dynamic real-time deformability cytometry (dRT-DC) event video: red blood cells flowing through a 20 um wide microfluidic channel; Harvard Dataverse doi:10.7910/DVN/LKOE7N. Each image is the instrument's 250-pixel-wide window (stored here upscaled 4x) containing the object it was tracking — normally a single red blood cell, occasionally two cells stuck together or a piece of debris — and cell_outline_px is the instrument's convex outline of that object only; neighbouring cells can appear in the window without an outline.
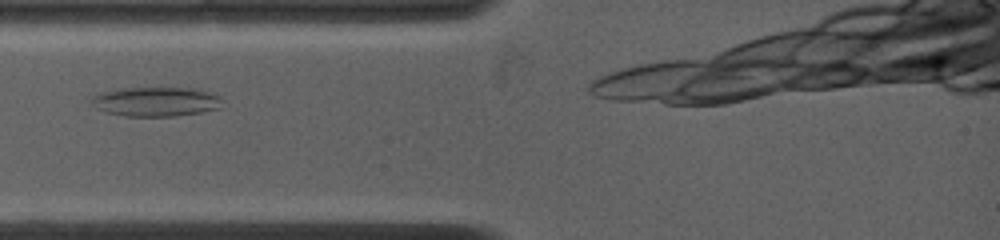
{"species": "common noctule bat (a hibernating species)", "species_latin": "Nyctalus noctula", "temperature_condition": "warm", "stored_images_in_passage": 44, "camera_frame_rate_fps": 4500, "um_per_image_px": 0.085, "animal": {"sex": "female", "body_mass_g": 19.0, "forearm_length_mm": 53.3}, "frame": {"image": 1, "passage_image": 1, "time_ms": 0.0, "image_size_px": [1000, 240], "cell_outline_px": [[220, 108], [200, 112], [176, 116], [128, 116], [104, 112], [88, 104], [88, 96], [96, 92], [120, 88], [196, 88], [220, 96]], "centroid_in_image_um": [13.11, 8.63], "position_along_channel_um": 71.9, "area_um2": 22.83}}
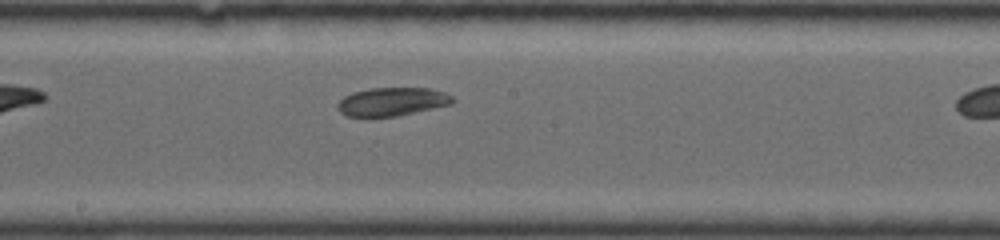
{"frame": {"image": 2, "passage_image": 18, "time_ms": 3.778, "image_size_px": [1000, 240], "cell_outline_px": [[456, 100], [452, 104], [396, 116], [368, 120], [348, 116], [340, 112], [336, 108], [336, 104], [344, 96], [352, 92], [368, 88], [428, 88], [444, 92], [452, 96]], "centroid_in_image_um": [33.25, 8.68], "position_along_channel_um": 215.0, "area_um2": 19.71}}
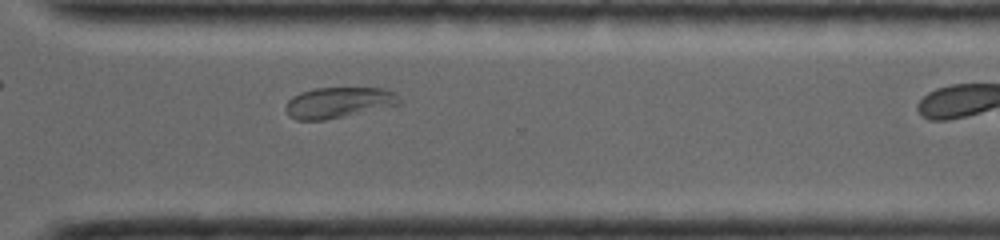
{"frame": {"image": 3, "passage_image": 33, "time_ms": 7.111, "image_size_px": [1000, 240], "cell_outline_px": [[400, 104], [324, 120], [296, 120], [288, 116], [284, 108], [288, 100], [292, 96], [300, 92], [312, 88], [384, 88], [396, 92], [400, 96]], "centroid_in_image_um": [28.74, 8.7], "position_along_channel_um": 341.9, "area_um2": 20.46}}